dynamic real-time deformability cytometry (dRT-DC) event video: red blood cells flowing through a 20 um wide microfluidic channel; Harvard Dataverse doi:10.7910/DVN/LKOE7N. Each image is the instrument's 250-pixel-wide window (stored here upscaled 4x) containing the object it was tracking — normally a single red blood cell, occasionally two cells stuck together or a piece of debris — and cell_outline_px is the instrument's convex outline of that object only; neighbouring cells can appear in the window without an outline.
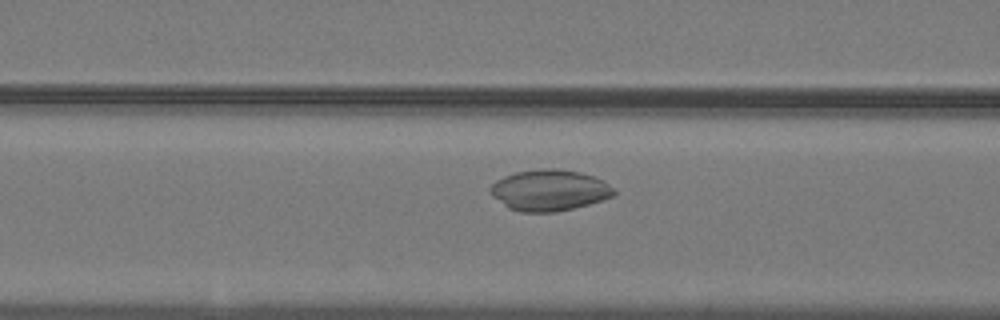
{"species": "common noctule bat (a hibernating species)", "species_latin": "Nyctalus noctula", "temperature_condition": "warm", "stored_images_in_passage": 37, "camera_frame_rate_fps": 3000, "um_per_image_px": 0.085, "animal": {"sex": "male", "body_mass_g": 19.2, "forearm_length_mm": 51.8}, "frame": {"image": 1, "passage_image": 7, "time_ms": 2.0, "image_size_px": [1000, 320], "cell_outline_px": [[616, 196], [588, 204], [556, 212], [520, 212], [508, 208], [492, 196], [488, 192], [488, 188], [496, 180], [504, 176], [516, 172], [540, 168], [560, 168], [580, 172], [596, 176], [604, 180], [616, 192]], "centroid_in_image_um": [46.69, 16.16], "position_along_channel_um": 119.9, "area_um2": 30.0}}
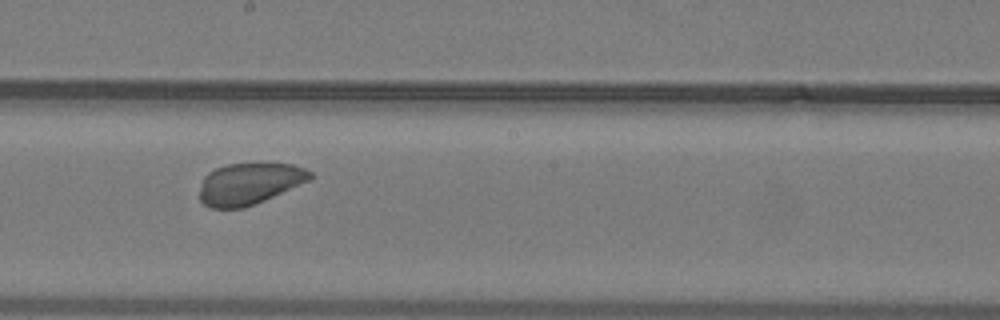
{"frame": {"image": 2, "passage_image": 15, "time_ms": 4.667, "image_size_px": [1000, 320], "cell_outline_px": [[312, 176], [308, 180], [256, 204], [244, 208], [208, 208], [200, 200], [200, 188], [204, 176], [208, 172], [216, 168], [228, 164], [292, 164], [304, 168], [312, 172]], "centroid_in_image_um": [21.15, 15.63], "position_along_channel_um": 227.1, "area_um2": 26.47}}
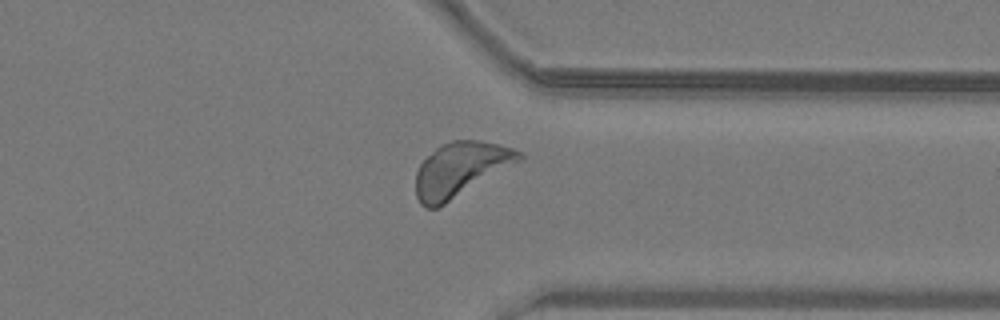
{"frame": {"image": 3, "passage_image": 26, "time_ms": 8.333, "image_size_px": [1000, 320], "cell_outline_px": [[524, 156], [520, 160], [444, 204], [436, 208], [424, 208], [420, 204], [416, 196], [416, 172], [420, 164], [436, 148], [452, 140], [480, 140], [512, 148], [520, 152]], "centroid_in_image_um": [39.09, 14.4], "position_along_channel_um": 372.3, "area_um2": 31.91}}